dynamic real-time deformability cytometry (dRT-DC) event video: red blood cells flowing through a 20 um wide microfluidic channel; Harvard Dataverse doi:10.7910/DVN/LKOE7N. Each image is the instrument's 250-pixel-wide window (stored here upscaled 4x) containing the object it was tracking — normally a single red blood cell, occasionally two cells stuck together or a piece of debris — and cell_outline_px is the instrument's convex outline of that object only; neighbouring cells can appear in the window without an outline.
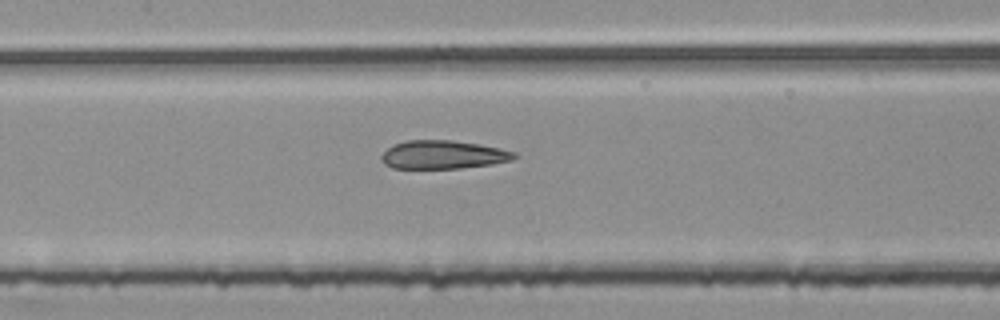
{"species": "common noctule bat (a hibernating species)", "species_latin": "Nyctalus noctula", "temperature_condition": "room temperature", "stored_images_in_passage": 47, "segment_of_instrument_passage": [2, 2], "camera_frame_rate_fps": 3000, "um_per_image_px": 0.085, "animal": {"sex": "female", "body_mass_g": 25.1}, "frame": {"image": 1, "passage_image": 18, "time_ms": 5.667, "image_size_px": [1000, 320], "cell_outline_px": [[516, 156], [512, 160], [492, 164], [460, 168], [392, 168], [384, 164], [380, 160], [380, 156], [388, 148], [396, 144], [408, 140], [452, 140], [480, 144], [500, 148], [516, 152]], "centroid_in_image_um": [37.66, 13.15], "position_along_channel_um": 169.7, "area_um2": 21.96}}
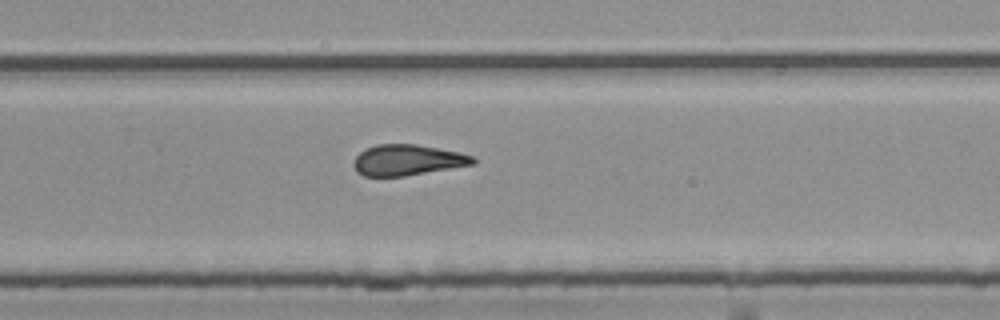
{"frame": {"image": 2, "passage_image": 28, "time_ms": 9.0, "image_size_px": [1000, 320], "cell_outline_px": [[476, 164], [404, 176], [364, 176], [356, 172], [352, 164], [356, 156], [364, 148], [376, 144], [416, 144], [456, 152], [472, 156], [476, 160]], "centroid_in_image_um": [34.58, 13.61], "position_along_channel_um": 295.2, "area_um2": 21.39}}
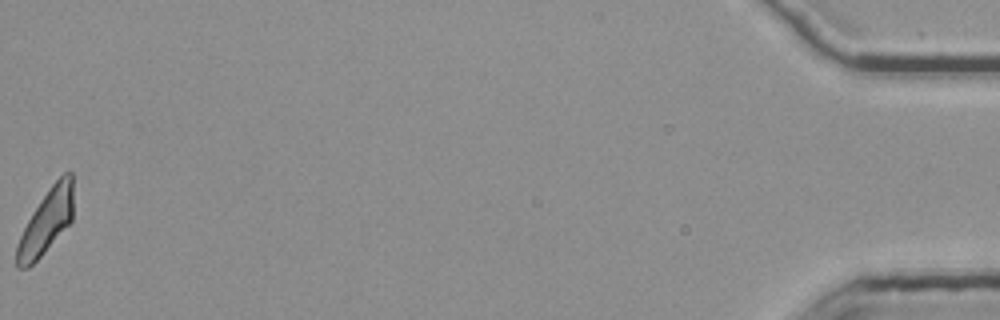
{"frame": {"image": 3, "passage_image": 47, "time_ms": 15.333, "image_size_px": [1000, 320], "cell_outline_px": [[72, 220], [44, 252], [28, 268], [16, 268], [16, 244], [32, 212], [40, 200], [52, 184], [64, 172], [72, 172]], "centroid_in_image_um": [3.91, 18.84], "position_along_channel_um": 431.3, "area_um2": 20.75}}